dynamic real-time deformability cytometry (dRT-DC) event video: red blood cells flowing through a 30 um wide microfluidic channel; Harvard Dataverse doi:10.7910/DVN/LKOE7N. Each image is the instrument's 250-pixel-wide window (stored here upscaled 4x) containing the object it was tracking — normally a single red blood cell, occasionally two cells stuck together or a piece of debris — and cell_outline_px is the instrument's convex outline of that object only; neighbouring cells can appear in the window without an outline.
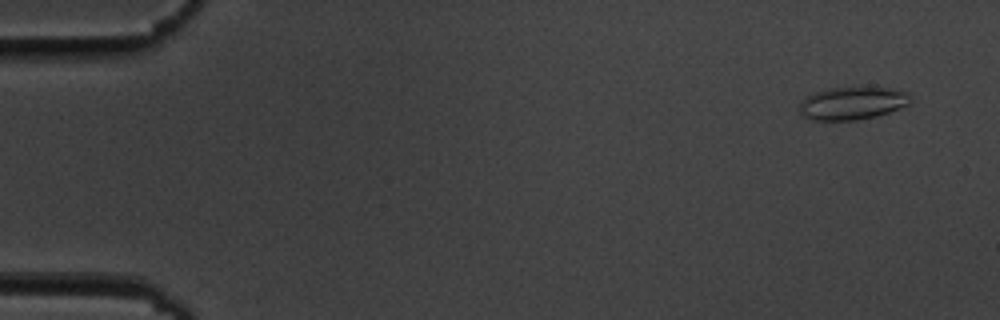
{"species": "common noctule bat (a hibernating species)", "species_latin": "Nyctalus noctula", "temperature_condition": "cold", "stored_images_in_passage": 57, "camera_frame_rate_fps": 3000, "um_per_image_px": 0.085, "animal": {"sex": "male", "body_mass_g": 19.5, "forearm_length_mm": 54.6}, "frame": {"image": 1, "passage_image": 4, "time_ms": 1.0, "image_size_px": [1000, 320], "cell_outline_px": [[912, 100], [908, 104], [900, 108], [876, 116], [856, 120], [812, 120], [804, 116], [800, 112], [800, 104], [812, 92], [828, 88], [888, 88], [908, 92]], "centroid_in_image_um": [72.45, 8.78], "position_along_channel_um": 12.5, "area_um2": 20.98}}
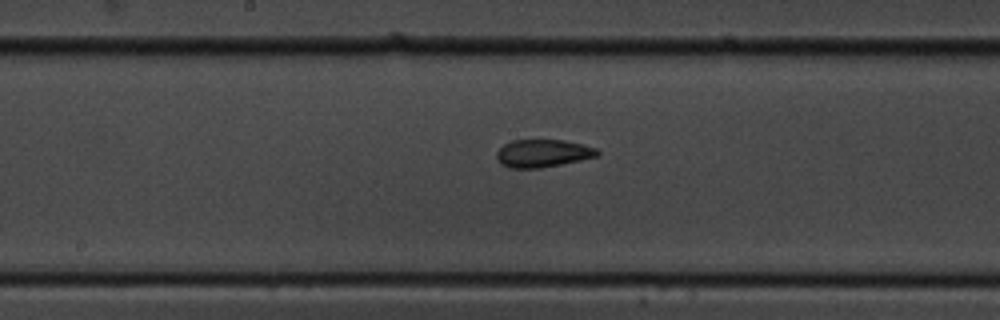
{"frame": {"image": 2, "passage_image": 30, "time_ms": 9.667, "image_size_px": [1000, 320], "cell_outline_px": [[600, 156], [540, 168], [508, 168], [500, 164], [496, 156], [496, 152], [504, 144], [512, 140], [564, 140], [584, 144], [596, 148], [600, 152]], "centroid_in_image_um": [46.14, 13.03], "position_along_channel_um": 202.1, "area_um2": 16.42}}
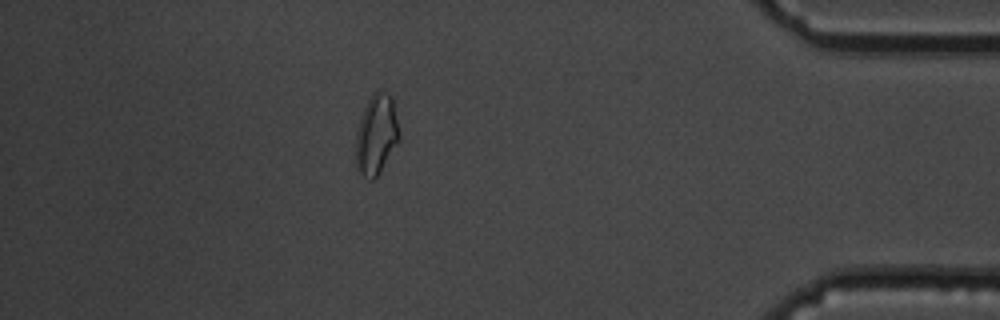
{"frame": {"image": 3, "passage_image": 50, "time_ms": 16.333, "image_size_px": [1000, 320], "cell_outline_px": [[400, 140], [380, 172], [372, 180], [364, 176], [356, 168], [356, 132], [360, 116], [372, 92], [380, 92], [392, 96], [400, 132]], "centroid_in_image_um": [32.0, 11.44], "position_along_channel_um": 403.2, "area_um2": 20.29}, "authors_computed_cell_mechanics": {"area_um2": 17.1666, "velocity_mm_per_s": 3.6097, "shape_relaxation_time_tau1_ms": 5.7459, "shape_relaxation_time_tau2_ms": 1.5062, "deformation_change_tau1": 0.135, "deformation_change_tau2": 0.0667}}